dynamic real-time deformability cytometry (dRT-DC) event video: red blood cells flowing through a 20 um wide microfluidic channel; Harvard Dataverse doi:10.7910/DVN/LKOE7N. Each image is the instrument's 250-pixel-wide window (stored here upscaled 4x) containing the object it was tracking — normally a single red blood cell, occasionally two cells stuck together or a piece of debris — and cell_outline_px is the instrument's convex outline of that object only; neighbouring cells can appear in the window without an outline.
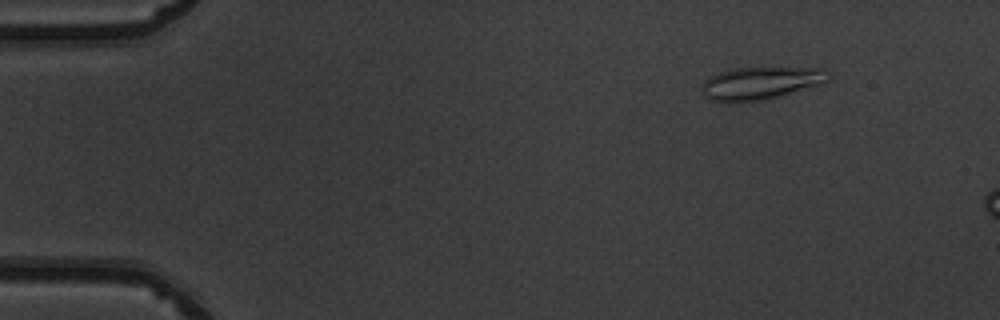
{"species": "common noctule bat (a hibernating species)", "species_latin": "Nyctalus noctula", "temperature_condition": "warm", "stored_images_in_passage": 12, "camera_frame_rate_fps": 3000, "um_per_image_px": 0.085, "animal": {"sex": "male", "body_mass_g": 19.5, "forearm_length_mm": 54.6}, "frame": {"image": 1, "passage_image": 6, "time_ms": 1.667, "image_size_px": [1000, 320], "cell_outline_px": [[832, 80], [820, 84], [780, 96], [764, 100], [728, 104], [720, 104], [704, 96], [700, 92], [704, 80], [720, 72], [732, 68], [772, 64], [828, 68], [832, 72]], "centroid_in_image_um": [64.74, 7.01], "position_along_channel_um": 20.3, "area_um2": 26.13}}